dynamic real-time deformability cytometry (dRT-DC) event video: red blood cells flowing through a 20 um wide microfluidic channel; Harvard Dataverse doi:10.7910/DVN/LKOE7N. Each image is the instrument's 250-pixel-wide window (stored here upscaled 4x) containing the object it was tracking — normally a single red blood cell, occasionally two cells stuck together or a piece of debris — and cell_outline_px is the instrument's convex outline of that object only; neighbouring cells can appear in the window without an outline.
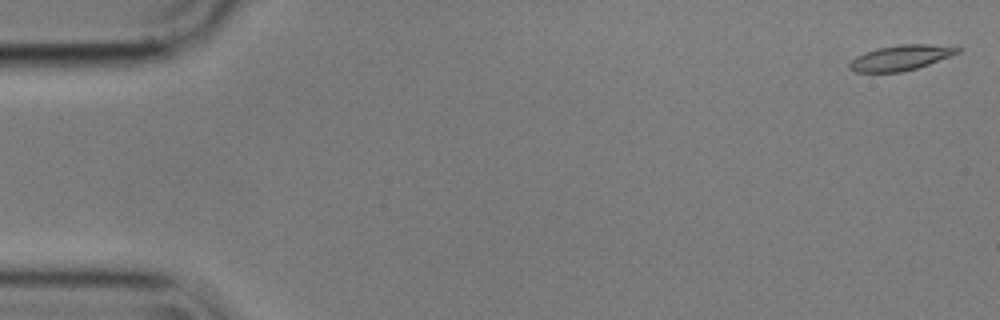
{"species": "common noctule bat (a hibernating species)", "species_latin": "Nyctalus noctula", "temperature_condition": "cold", "stored_images_in_passage": 15, "camera_frame_rate_fps": 3000, "um_per_image_px": 0.085, "animal": {"sex": "male", "body_mass_g": 17.9}, "frame": {"image": 1, "passage_image": 2, "time_ms": 0.333, "image_size_px": [1000, 320], "cell_outline_px": [[964, 48], [960, 52], [928, 64], [916, 68], [900, 72], [856, 72], [848, 68], [848, 64], [856, 56], [864, 52], [876, 48], [900, 44], [928, 44]], "centroid_in_image_um": [76.53, 4.9], "position_along_channel_um": 8.5, "area_um2": 15.84}}
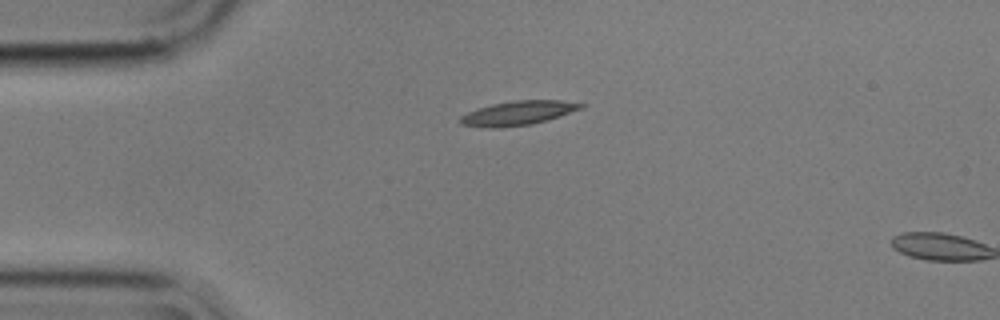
{"frame": {"image": 2, "passage_image": 14, "time_ms": 4.333, "image_size_px": [1000, 320], "cell_outline_px": [[588, 104], [584, 108], [548, 120], [532, 124], [496, 128], [488, 128], [460, 124], [460, 116], [476, 108], [492, 104], [516, 100], [560, 100]], "centroid_in_image_um": [44.07, 9.6], "position_along_channel_um": 40.9, "area_um2": 17.17}}